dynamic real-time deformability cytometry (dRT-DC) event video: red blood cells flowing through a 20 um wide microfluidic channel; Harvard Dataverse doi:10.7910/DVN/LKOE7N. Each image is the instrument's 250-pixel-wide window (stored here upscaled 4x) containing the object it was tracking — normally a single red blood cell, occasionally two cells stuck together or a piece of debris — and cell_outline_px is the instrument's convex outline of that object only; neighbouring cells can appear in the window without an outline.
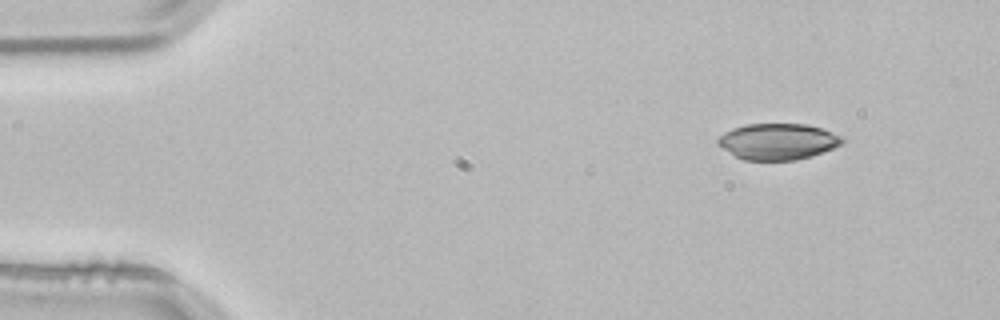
{"species": "common noctule bat (a hibernating species)", "species_latin": "Nyctalus noctula", "temperature_condition": "room temperature", "stored_images_in_passage": 3, "camera_frame_rate_fps": 3000, "um_per_image_px": 0.085, "animal": {"sex": "male", "body_mass_g": 21.5, "forearm_length_mm": 52.0}, "frame": {"image": 1, "passage_image": 1, "time_ms": 0.0, "image_size_px": [1000, 320], "cell_outline_px": [[844, 140], [840, 144], [832, 148], [812, 156], [796, 160], [744, 160], [736, 156], [716, 144], [716, 140], [724, 132], [732, 128], [748, 124], [808, 124], [820, 128], [840, 136]], "centroid_in_image_um": [66.07, 12.03], "position_along_channel_um": 18.9, "area_um2": 26.01}}
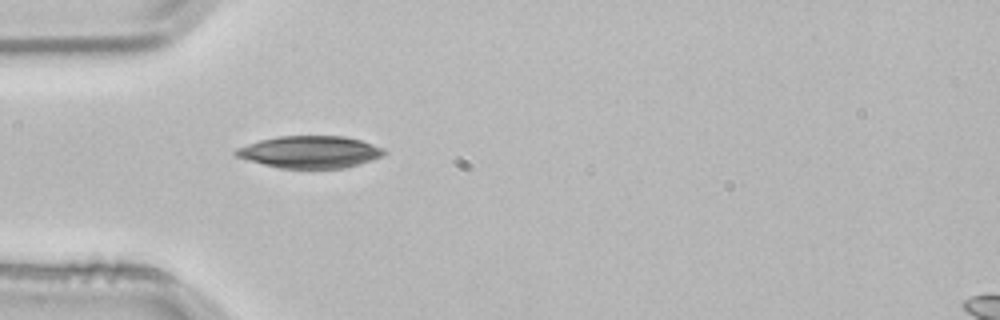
{"frame": {"image": 2, "passage_image": 3, "time_ms": 0.667, "image_size_px": [1000, 320], "cell_outline_px": [[388, 152], [380, 156], [360, 164], [344, 168], [280, 168], [248, 160], [236, 156], [232, 152], [236, 148], [260, 140], [280, 136], [344, 136], [360, 140], [384, 148]], "centroid_in_image_um": [26.34, 12.91], "position_along_channel_um": 58.7, "area_um2": 27.57}}